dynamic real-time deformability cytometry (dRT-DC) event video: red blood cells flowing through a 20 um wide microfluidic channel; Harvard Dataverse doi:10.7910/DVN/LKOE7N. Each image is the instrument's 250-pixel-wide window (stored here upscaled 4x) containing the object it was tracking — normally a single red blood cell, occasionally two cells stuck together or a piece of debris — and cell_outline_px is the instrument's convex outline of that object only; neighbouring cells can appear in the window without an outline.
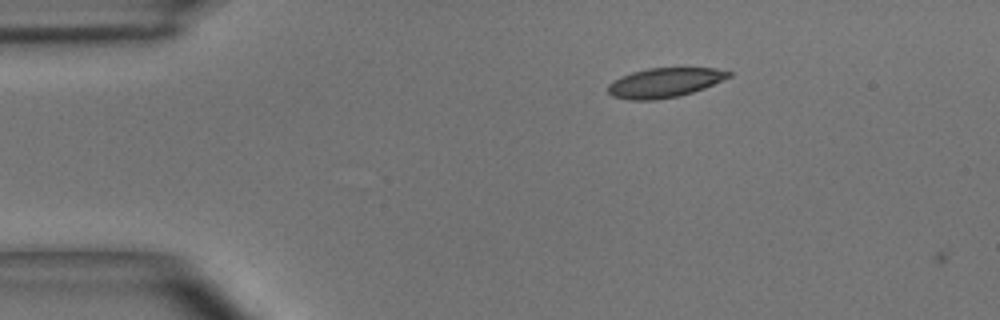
{"species": "common noctule bat (a hibernating species)", "species_latin": "Nyctalus noctula", "temperature_condition": "room temperature", "stored_images_in_passage": 2, "camera_frame_rate_fps": 3000, "um_per_image_px": 0.085, "animal": {"sex": "male", "body_mass_g": 15.6}, "frame": {"image": 1, "passage_image": 1, "time_ms": 0.0, "image_size_px": [1000, 320], "cell_outline_px": [[732, 76], [704, 88], [680, 96], [656, 100], [632, 100], [612, 96], [608, 92], [608, 84], [632, 72], [648, 68], [716, 68], [732, 72]], "centroid_in_image_um": [56.52, 7.03], "position_along_channel_um": 28.5, "area_um2": 20.63}}